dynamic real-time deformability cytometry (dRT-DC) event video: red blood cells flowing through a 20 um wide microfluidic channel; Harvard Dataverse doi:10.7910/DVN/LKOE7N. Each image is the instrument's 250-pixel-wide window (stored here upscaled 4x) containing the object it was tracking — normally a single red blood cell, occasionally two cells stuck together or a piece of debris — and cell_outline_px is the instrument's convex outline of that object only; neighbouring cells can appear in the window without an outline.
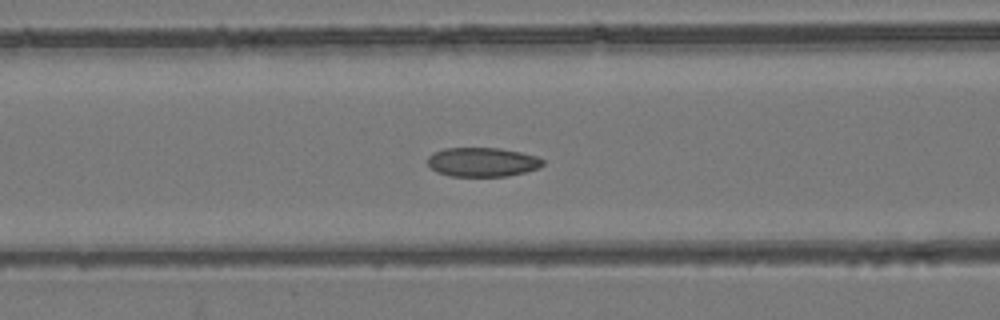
{"species": "common noctule bat (a hibernating species)", "species_latin": "Nyctalus noctula", "temperature_condition": "room temperature", "stored_images_in_passage": 55, "camera_frame_rate_fps": 3000, "um_per_image_px": 0.085, "animal": {"sex": "female", "body_mass_g": 24.6, "forearm_length_mm": 56.2}, "frame": {"image": 1, "passage_image": 23, "time_ms": 7.333, "image_size_px": [1000, 320], "cell_outline_px": [[544, 164], [540, 168], [508, 176], [448, 176], [436, 172], [428, 164], [428, 156], [432, 152], [444, 148], [500, 148], [520, 152], [536, 156], [544, 160]], "centroid_in_image_um": [40.99, 13.77], "position_along_channel_um": 125.6, "area_um2": 19.71}}
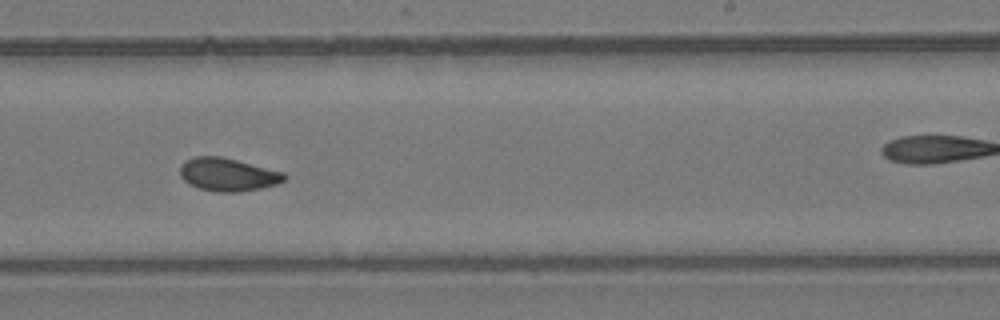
{"frame": {"image": 2, "passage_image": 34, "time_ms": 11.0, "image_size_px": [1000, 320], "cell_outline_px": [[288, 176], [284, 180], [276, 184], [260, 188], [240, 192], [216, 192], [200, 188], [188, 184], [180, 176], [180, 164], [184, 160], [196, 156], [220, 156], [284, 172]], "centroid_in_image_um": [19.34, 14.83], "position_along_channel_um": 269.7, "area_um2": 20.11}}
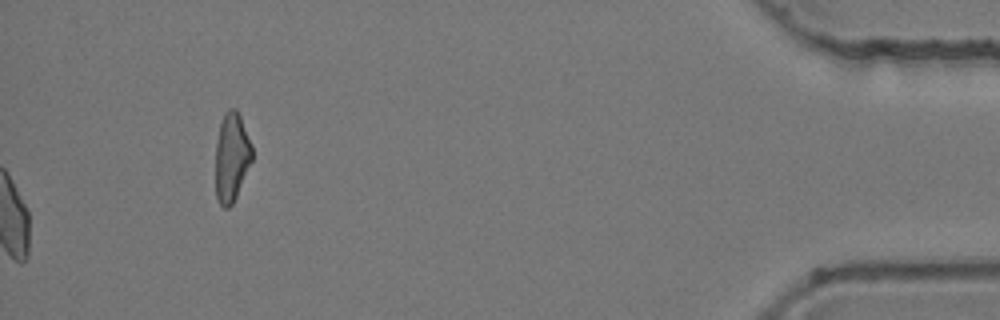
{"frame": {"image": 3, "passage_image": 55, "time_ms": 18.0, "image_size_px": [1000, 320], "cell_outline_px": [[252, 160], [236, 196], [232, 204], [228, 208], [224, 208], [220, 204], [216, 196], [216, 140], [220, 124], [224, 112], [228, 108], [236, 108], [240, 116], [252, 144]], "centroid_in_image_um": [19.68, 13.33], "position_along_channel_um": 415.5, "area_um2": 18.9}, "authors_computed_cell_mechanics": {"area_um2": 20.1144, "velocity_mm_per_s": 3.9382, "shape_relaxation_time_tau1_ms": null, "shape_relaxation_time_tau2_ms": 2.0295, "deformation_change_tau1": null, "deformation_change_tau2": 0.064}}